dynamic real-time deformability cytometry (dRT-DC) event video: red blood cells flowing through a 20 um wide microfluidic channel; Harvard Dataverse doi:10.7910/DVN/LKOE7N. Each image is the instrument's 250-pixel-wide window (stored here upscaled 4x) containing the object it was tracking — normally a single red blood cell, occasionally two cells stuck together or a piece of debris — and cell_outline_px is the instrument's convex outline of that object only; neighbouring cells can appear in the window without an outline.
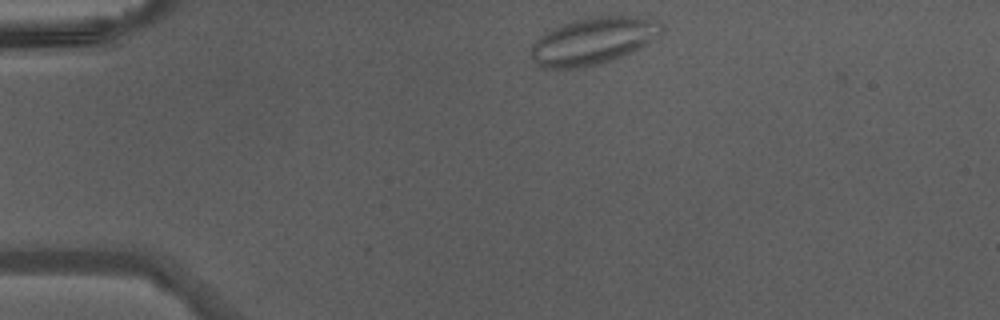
{"species": "Egyptian fruit bat (a non-hibernating species)", "species_latin": "Rousettus aegyptiacus", "temperature_condition": "warm", "stored_images_in_passage": 37, "camera_frame_rate_fps": 3000, "um_per_image_px": 0.085, "animal": {"sex": "male"}, "frame": {"image": 1, "passage_image": 1, "time_ms": 0.0, "image_size_px": [1000, 320], "cell_outline_px": [[664, 32], [660, 36], [648, 44], [632, 52], [612, 60], [600, 64], [576, 68], [544, 68], [532, 60], [532, 44], [544, 32], [560, 24], [572, 20], [588, 16], [628, 16], [660, 20], [664, 24]], "centroid_in_image_um": [50.47, 3.46], "position_along_channel_um": 34.5, "area_um2": 36.24}}
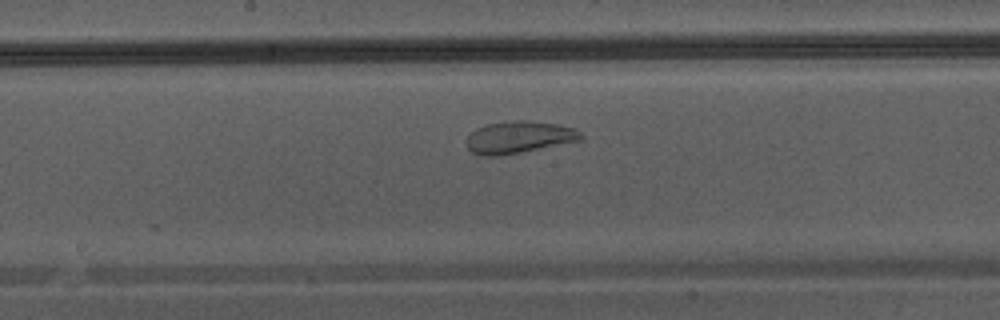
{"frame": {"image": 2, "passage_image": 16, "time_ms": 5.0, "image_size_px": [1000, 320], "cell_outline_px": [[584, 140], [520, 152], [496, 156], [484, 156], [472, 152], [468, 148], [464, 140], [476, 128], [488, 124], [516, 120], [528, 120], [556, 124], [576, 128], [584, 136]], "centroid_in_image_um": [44.13, 11.66], "position_along_channel_um": 204.1, "area_um2": 21.44}}
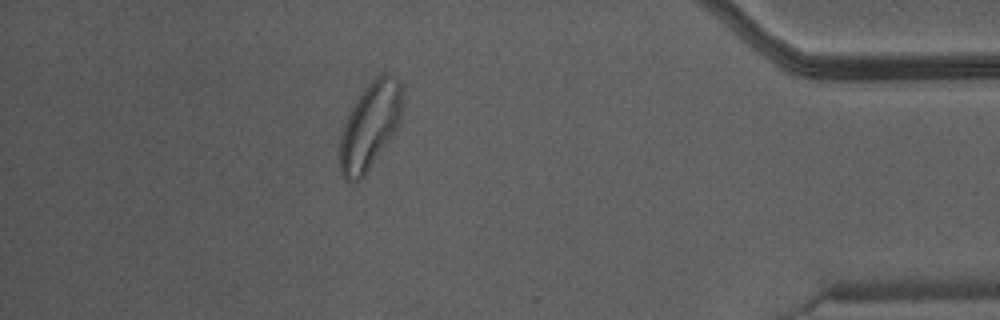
{"frame": {"image": 3, "passage_image": 32, "time_ms": 10.333, "image_size_px": [1000, 320], "cell_outline_px": [[400, 120], [364, 176], [360, 180], [348, 180], [340, 172], [340, 140], [344, 124], [356, 100], [364, 88], [376, 76], [392, 76], [400, 84]], "centroid_in_image_um": [31.39, 10.72], "position_along_channel_um": 403.8, "area_um2": 29.94}}